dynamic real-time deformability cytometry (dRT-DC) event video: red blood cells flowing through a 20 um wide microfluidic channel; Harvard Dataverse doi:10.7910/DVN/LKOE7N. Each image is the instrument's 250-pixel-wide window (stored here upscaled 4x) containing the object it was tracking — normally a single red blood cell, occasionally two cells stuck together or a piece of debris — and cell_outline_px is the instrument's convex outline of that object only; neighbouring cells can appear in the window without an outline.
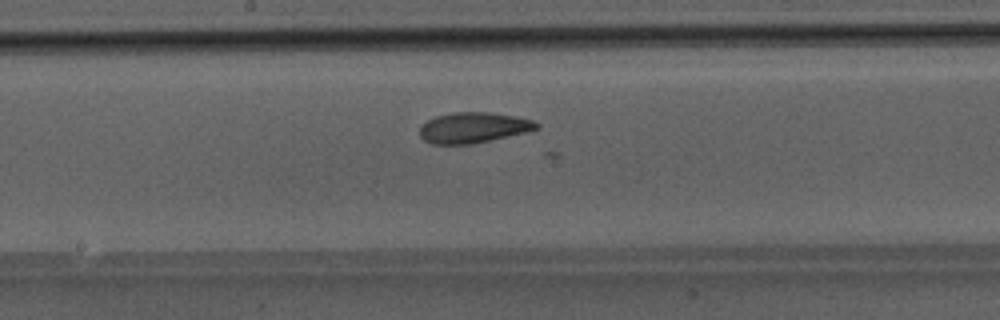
{"species": "Egyptian fruit bat (a non-hibernating species)", "species_latin": "Rousettus aegyptiacus", "temperature_condition": "room temperature", "stored_images_in_passage": 42, "camera_frame_rate_fps": 3000, "um_per_image_px": 0.085, "animal": {"sex": "male"}, "frame": {"image": 1, "passage_image": 19, "time_ms": 6.0, "image_size_px": [1000, 320], "cell_outline_px": [[540, 128], [524, 132], [472, 144], [432, 144], [424, 140], [420, 136], [420, 128], [428, 120], [436, 116], [452, 112], [488, 112], [512, 116], [532, 120], [540, 124]], "centroid_in_image_um": [40.21, 10.85], "position_along_channel_um": 208.0, "area_um2": 20.52}}
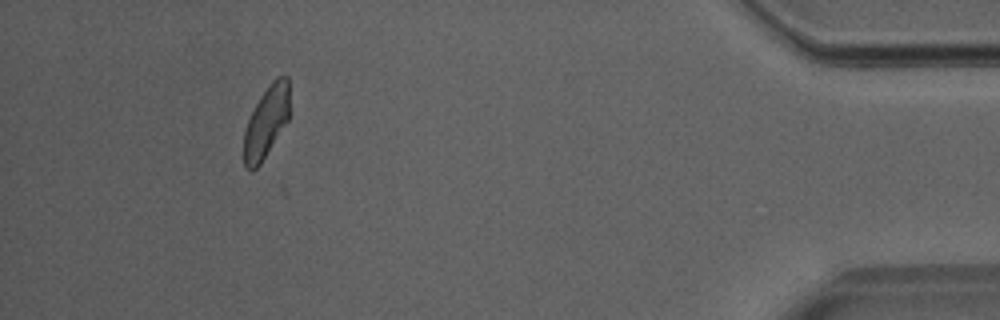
{"frame": {"image": 2, "passage_image": 38, "time_ms": 12.333, "image_size_px": [1000, 320], "cell_outline_px": [[288, 120], [260, 164], [252, 172], [244, 168], [244, 132], [248, 120], [260, 96], [268, 84], [276, 76], [288, 76]], "centroid_in_image_um": [22.61, 10.37], "position_along_channel_um": 412.6, "area_um2": 18.84}}